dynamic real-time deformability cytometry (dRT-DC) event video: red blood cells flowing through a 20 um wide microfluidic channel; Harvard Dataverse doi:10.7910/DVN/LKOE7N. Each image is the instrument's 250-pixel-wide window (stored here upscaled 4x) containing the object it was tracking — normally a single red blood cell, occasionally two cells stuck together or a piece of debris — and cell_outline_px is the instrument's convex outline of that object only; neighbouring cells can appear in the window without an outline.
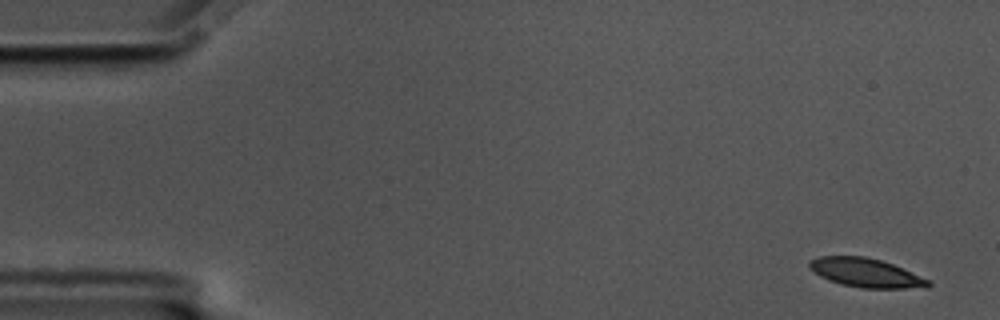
{"species": "common noctule bat (a hibernating species)", "species_latin": "Nyctalus noctula", "temperature_condition": "cold", "stored_images_in_passage": 56, "camera_frame_rate_fps": 3000, "um_per_image_px": 0.085, "animal": {"sex": "male", "body_mass_g": 17.5, "forearm_length_mm": 52.3}, "frame": {"image": 1, "passage_image": 1, "time_ms": 0.0, "image_size_px": [1000, 320], "cell_outline_px": [[932, 284], [928, 288], [860, 288], [840, 284], [828, 280], [820, 276], [808, 268], [808, 260], [820, 256], [864, 256], [880, 260], [892, 264], [928, 280]], "centroid_in_image_um": [73.54, 23.19], "position_along_channel_um": 11.5, "area_um2": 20.0}}
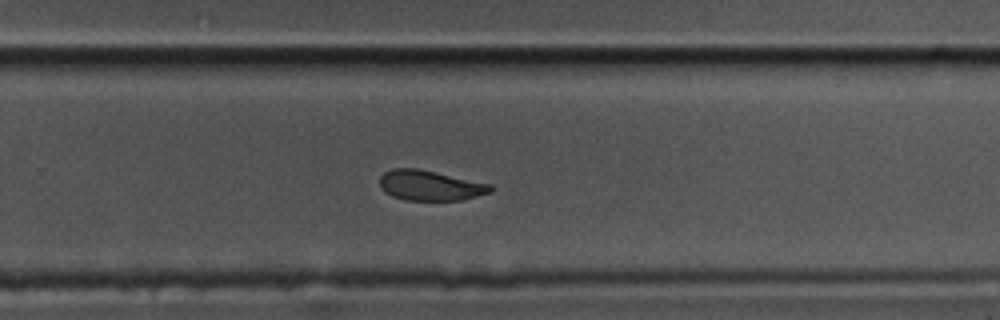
{"frame": {"image": 2, "passage_image": 36, "time_ms": 11.667, "image_size_px": [1000, 320], "cell_outline_px": [[492, 192], [464, 200], [404, 200], [392, 196], [384, 192], [380, 188], [380, 176], [384, 172], [392, 168], [416, 168], [492, 184]], "centroid_in_image_um": [36.55, 15.77], "position_along_channel_um": 293.3, "area_um2": 19.59}}
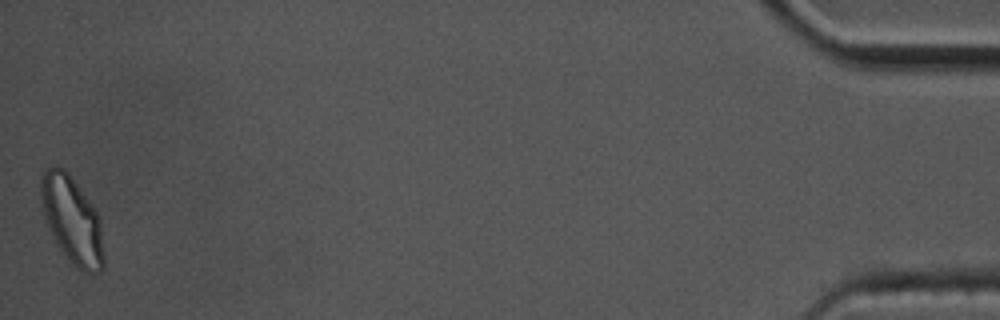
{"frame": {"image": 3, "passage_image": 56, "time_ms": 18.333, "image_size_px": [1000, 320], "cell_outline_px": [[104, 268], [100, 272], [84, 272], [76, 268], [72, 264], [56, 244], [44, 216], [40, 200], [40, 180], [44, 172], [52, 164], [56, 164], [64, 168], [68, 172], [92, 204], [100, 216], [104, 256]], "centroid_in_image_um": [6.13, 18.69], "position_along_channel_um": 429.1, "area_um2": 32.25}, "authors_computed_cell_mechanics": {"area_um2": 20.9236, "velocity_mm_per_s": 3.4643, "shape_relaxation_time_tau1_ms": 6.7059, "shape_relaxation_time_tau2_ms": 2.1973, "deformation_change_tau1": 0.1488, "deformation_change_tau2": 0.0685}}